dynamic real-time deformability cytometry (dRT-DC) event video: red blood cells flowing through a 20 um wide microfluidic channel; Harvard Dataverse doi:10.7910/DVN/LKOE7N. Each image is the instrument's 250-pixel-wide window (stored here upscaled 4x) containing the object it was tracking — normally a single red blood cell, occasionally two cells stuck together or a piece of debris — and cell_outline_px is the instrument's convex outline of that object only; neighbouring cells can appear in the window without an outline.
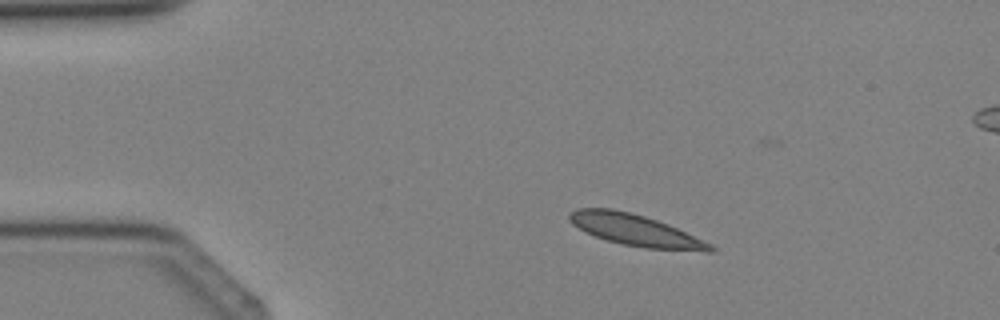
{"species": "Egyptian fruit bat (a non-hibernating species)", "species_latin": "Rousettus aegyptiacus", "temperature_condition": "cold", "stored_images_in_passage": 4, "camera_frame_rate_fps": 3000, "um_per_image_px": 0.085, "animal": {"sex": "female"}, "frame": {"image": 1, "passage_image": 2, "time_ms": 2.0, "image_size_px": [1000, 320], "cell_outline_px": [[716, 252], [704, 252], [644, 248], [620, 244], [596, 236], [572, 224], [568, 220], [568, 212], [576, 208], [612, 208], [644, 216], [668, 224], [712, 244], [716, 248]], "centroid_in_image_um": [54.04, 19.58], "position_along_channel_um": 31.0, "area_um2": 25.89}}